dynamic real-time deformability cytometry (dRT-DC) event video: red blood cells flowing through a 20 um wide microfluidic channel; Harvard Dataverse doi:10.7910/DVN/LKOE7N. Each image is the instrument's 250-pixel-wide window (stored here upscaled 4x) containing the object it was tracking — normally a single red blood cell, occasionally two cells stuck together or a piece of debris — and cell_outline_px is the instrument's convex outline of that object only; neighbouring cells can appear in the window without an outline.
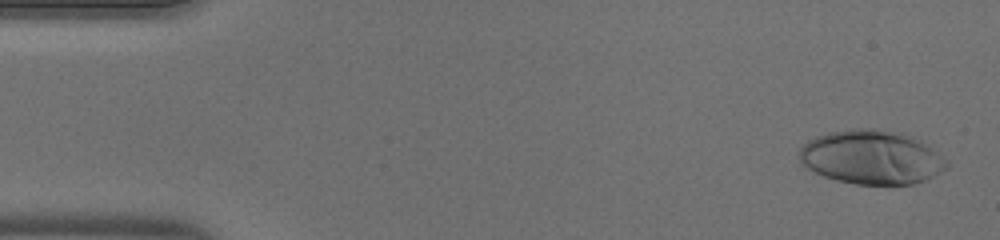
{"species": "human", "species_latin": "Homo sapiens", "temperature_condition": "warm", "stored_images_in_passage": 43, "camera_frame_rate_fps": 3000, "um_per_image_px": 0.085, "donor": {"sex": "male"}, "frame": {"image": 1, "passage_image": 2, "time_ms": 0.333, "image_size_px": [1000, 240], "cell_outline_px": [[948, 168], [928, 180], [912, 184], [856, 184], [836, 180], [824, 176], [804, 168], [800, 164], [800, 148], [808, 140], [816, 136], [828, 132], [852, 128], [876, 128], [900, 132], [920, 140], [948, 160]], "centroid_in_image_um": [74.08, 13.36], "position_along_channel_um": 10.9, "area_um2": 46.82}}
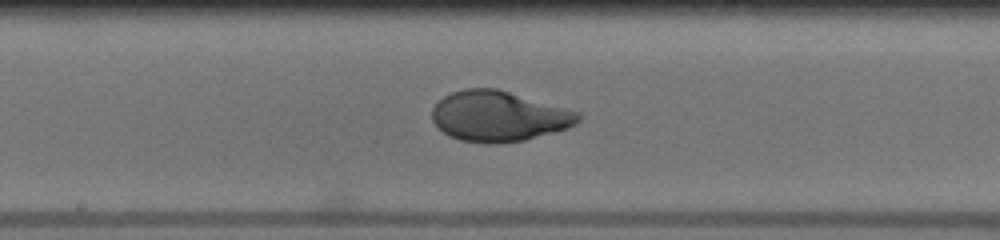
{"frame": {"image": 2, "passage_image": 24, "time_ms": 7.667, "image_size_px": [1000, 240], "cell_outline_px": [[580, 120], [576, 124], [568, 128], [524, 140], [496, 144], [488, 144], [460, 140], [448, 136], [432, 120], [432, 108], [444, 96], [452, 92], [464, 88], [496, 88], [580, 112]], "centroid_in_image_um": [42.38, 9.88], "position_along_channel_um": 205.8, "area_um2": 42.83}}
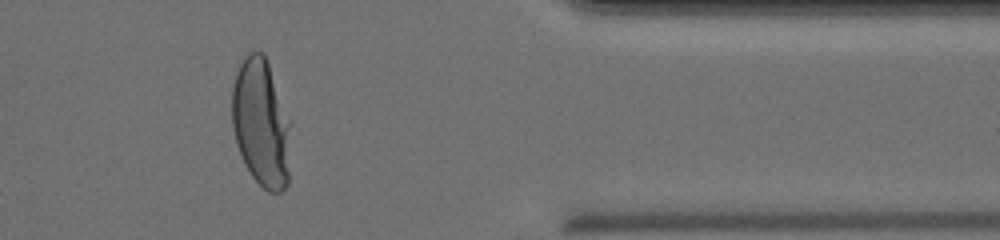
{"frame": {"image": 3, "passage_image": 38, "time_ms": 12.333, "image_size_px": [1000, 240], "cell_outline_px": [[292, 120], [288, 184], [280, 192], [268, 192], [252, 176], [236, 144], [232, 128], [232, 88], [236, 72], [244, 56], [248, 52], [264, 52]], "centroid_in_image_um": [22.23, 10.42], "position_along_channel_um": 389.2, "area_um2": 44.62}}